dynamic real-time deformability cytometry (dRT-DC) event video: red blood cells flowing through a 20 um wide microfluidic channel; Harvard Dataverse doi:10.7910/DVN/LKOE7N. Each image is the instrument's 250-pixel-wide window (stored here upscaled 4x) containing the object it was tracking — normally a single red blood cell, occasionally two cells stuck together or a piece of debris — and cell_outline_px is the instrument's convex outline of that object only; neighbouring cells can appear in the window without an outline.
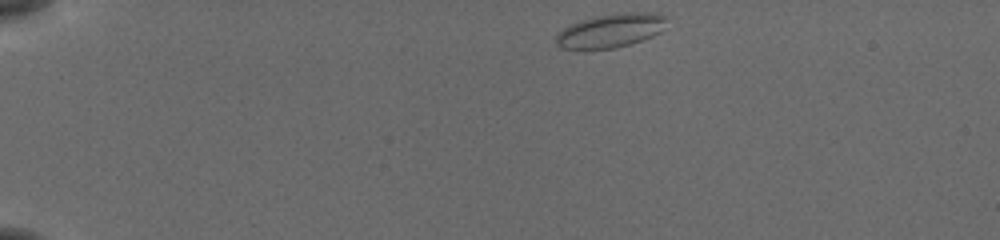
{"species": "common noctule bat (a hibernating species)", "species_latin": "Nyctalus noctula", "temperature_condition": "cold", "stored_images_in_passage": 45, "camera_frame_rate_fps": 3000, "um_per_image_px": 0.085, "animal": {"sex": "female", "body_mass_g": 19.5, "forearm_length_mm": 54.1}, "frame": {"image": 1, "passage_image": 1, "time_ms": 0.0, "image_size_px": [1000, 240], "cell_outline_px": [[668, 16], [660, 32], [652, 36], [628, 44], [612, 48], [560, 48], [556, 44], [556, 32], [580, 20], [596, 16], [624, 12], [656, 12]], "centroid_in_image_um": [51.91, 2.57], "position_along_channel_um": 33.1, "area_um2": 21.56}}
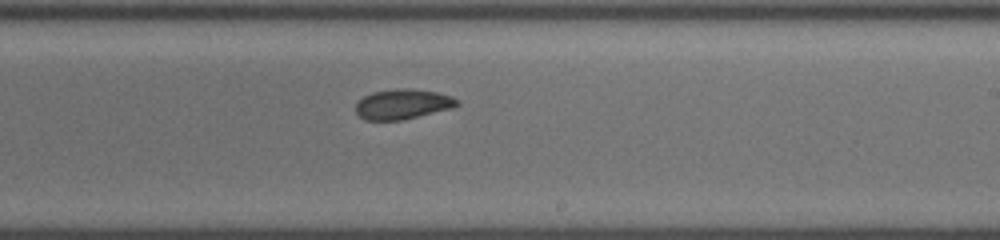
{"frame": {"image": 2, "passage_image": 25, "time_ms": 8.0, "image_size_px": [1000, 240], "cell_outline_px": [[460, 104], [452, 108], [400, 120], [364, 120], [356, 112], [356, 104], [364, 96], [372, 92], [396, 88], [408, 88], [436, 92], [452, 96], [460, 100]], "centroid_in_image_um": [34.24, 8.84], "position_along_channel_um": 254.8, "area_um2": 17.69}}
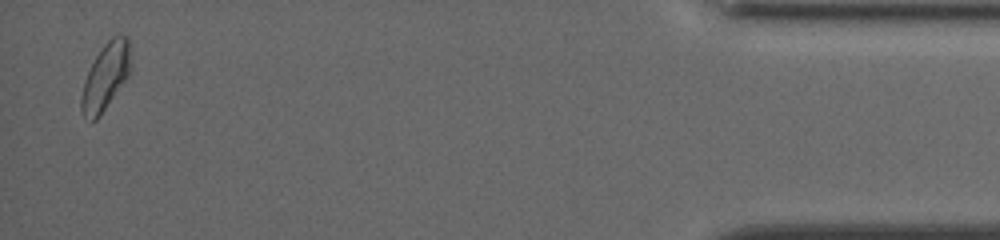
{"frame": {"image": 3, "passage_image": 44, "time_ms": 14.333, "image_size_px": [1000, 240], "cell_outline_px": [[132, 44], [128, 76], [100, 116], [96, 120], [92, 120], [80, 112], [80, 96], [84, 80], [96, 56], [104, 44], [116, 32], [120, 32], [128, 36]], "centroid_in_image_um": [9.0, 6.43], "position_along_channel_um": 426.2, "area_um2": 19.42}, "authors_computed_cell_mechanics": {"area_um2": 18.496, "velocity_mm_per_s": 3.8025, "shape_relaxation_time_tau1_ms": 2.3627, "shape_relaxation_time_tau2_ms": 5.4371, "deformation_change_tau1": 0.0578, "deformation_change_tau2": 0.0878}}